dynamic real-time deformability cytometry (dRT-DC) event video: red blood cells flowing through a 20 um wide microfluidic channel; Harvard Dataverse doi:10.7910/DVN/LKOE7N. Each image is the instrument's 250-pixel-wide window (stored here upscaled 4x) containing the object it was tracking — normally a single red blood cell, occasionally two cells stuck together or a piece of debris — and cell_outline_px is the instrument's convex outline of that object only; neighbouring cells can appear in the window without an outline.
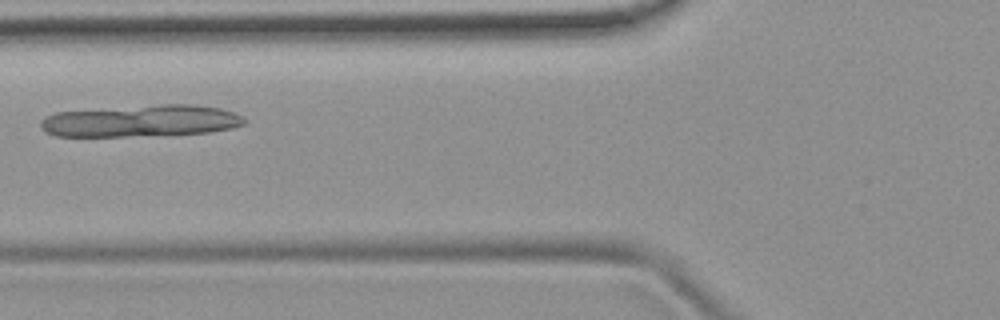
{"species": "common noctule bat (a hibernating species)", "species_latin": "Nyctalus noctula", "temperature_condition": "room temperature", "stored_images_in_passage": 4, "camera_frame_rate_fps": 3000, "um_per_image_px": 0.085, "animal": {"sex": "female", "body_mass_g": 19.9}, "frame": {"image": 1, "passage_image": 4, "time_ms": 3.333, "image_size_px": [1000, 320], "cell_outline_px": [[248, 120], [244, 124], [232, 128], [208, 132], [124, 136], [56, 136], [44, 132], [40, 128], [40, 120], [44, 116], [56, 112], [160, 104], [196, 104], [220, 108], [244, 116]], "centroid_in_image_um": [11.97, 10.27], "position_along_channel_um": 113.8, "area_um2": 37.8}}